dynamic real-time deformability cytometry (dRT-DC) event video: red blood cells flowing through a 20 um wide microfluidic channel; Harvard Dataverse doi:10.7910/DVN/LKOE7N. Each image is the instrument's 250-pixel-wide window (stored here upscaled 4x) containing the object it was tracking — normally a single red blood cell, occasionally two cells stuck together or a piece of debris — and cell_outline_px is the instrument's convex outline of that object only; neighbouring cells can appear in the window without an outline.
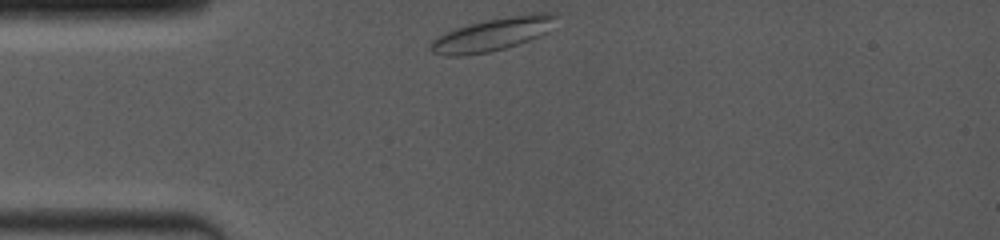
{"species": "common noctule bat (a hibernating species)", "species_latin": "Nyctalus noctula", "temperature_condition": "room temperature", "stored_images_in_passage": 2, "camera_frame_rate_fps": 4000, "um_per_image_px": 0.085, "animal": {"sex": "female", "body_mass_g": 19.0, "forearm_length_mm": 53.3}, "frame": {"image": 1, "passage_image": 1, "time_ms": 0.0, "image_size_px": [1000, 240], "cell_outline_px": [[556, 16], [548, 32], [540, 36], [520, 44], [492, 52], [464, 56], [448, 56], [432, 52], [428, 48], [432, 40], [436, 36], [456, 28], [468, 24], [488, 20], [532, 12], [556, 12]], "centroid_in_image_um": [41.87, 2.93], "position_along_channel_um": 43.1, "area_um2": 24.33}}